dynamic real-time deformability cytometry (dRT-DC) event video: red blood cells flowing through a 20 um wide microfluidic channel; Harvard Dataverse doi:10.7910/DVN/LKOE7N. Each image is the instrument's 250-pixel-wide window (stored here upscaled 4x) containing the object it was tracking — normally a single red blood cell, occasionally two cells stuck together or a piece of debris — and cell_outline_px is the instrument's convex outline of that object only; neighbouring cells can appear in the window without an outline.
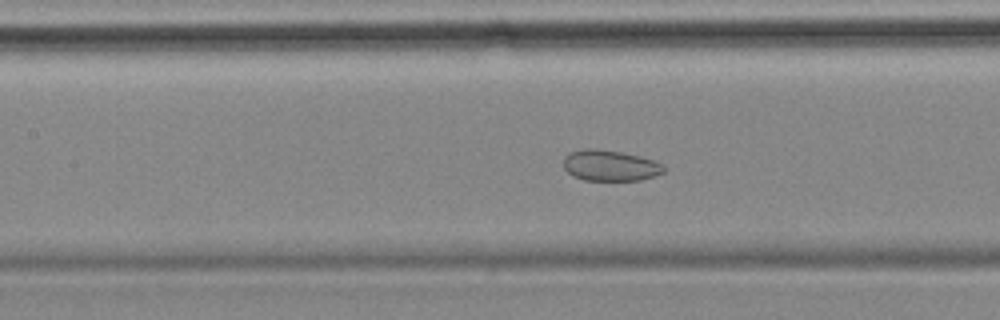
{"species": "common noctule bat (a hibernating species)", "species_latin": "Nyctalus noctula", "temperature_condition": "cold", "stored_images_in_passage": 57, "segment_of_instrument_passage": [2, 2], "camera_frame_rate_fps": 3000, "um_per_image_px": 0.085, "animal": {"sex": "female", "body_mass_g": 18.4}, "frame": {"image": 1, "passage_image": 25, "time_ms": 8.0, "image_size_px": [1000, 320], "cell_outline_px": [[664, 172], [640, 180], [584, 180], [572, 176], [564, 168], [564, 156], [568, 152], [584, 148], [596, 148], [620, 152], [640, 156], [656, 160], [664, 164]], "centroid_in_image_um": [51.84, 14.05], "position_along_channel_um": 155.6, "area_um2": 18.21}}
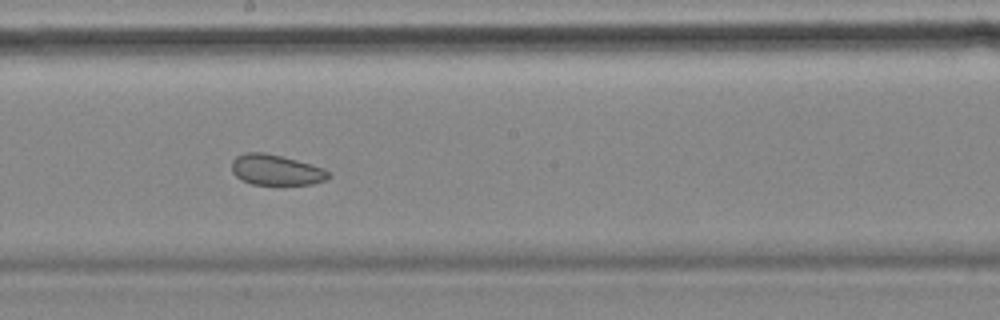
{"frame": {"image": 2, "passage_image": 31, "time_ms": 10.0, "image_size_px": [1000, 320], "cell_outline_px": [[332, 176], [324, 180], [312, 184], [252, 184], [240, 180], [232, 172], [232, 160], [236, 156], [244, 152], [264, 152], [296, 160], [324, 168], [332, 172]], "centroid_in_image_um": [23.46, 14.44], "position_along_channel_um": 224.7, "area_um2": 17.28}}
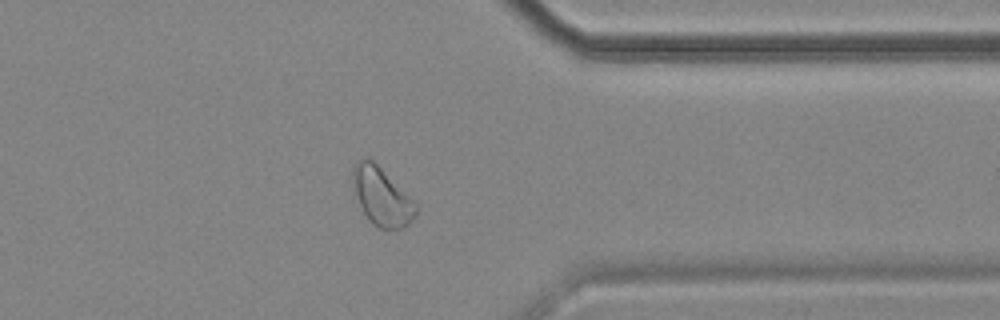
{"frame": {"image": 3, "passage_image": 45, "time_ms": 14.667, "image_size_px": [1000, 320], "cell_outline_px": [[420, 208], [416, 216], [404, 228], [380, 228], [372, 224], [368, 220], [356, 196], [352, 180], [352, 168], [364, 156], [372, 156]], "centroid_in_image_um": [32.46, 16.65], "position_along_channel_um": 378.9, "area_um2": 21.68}}